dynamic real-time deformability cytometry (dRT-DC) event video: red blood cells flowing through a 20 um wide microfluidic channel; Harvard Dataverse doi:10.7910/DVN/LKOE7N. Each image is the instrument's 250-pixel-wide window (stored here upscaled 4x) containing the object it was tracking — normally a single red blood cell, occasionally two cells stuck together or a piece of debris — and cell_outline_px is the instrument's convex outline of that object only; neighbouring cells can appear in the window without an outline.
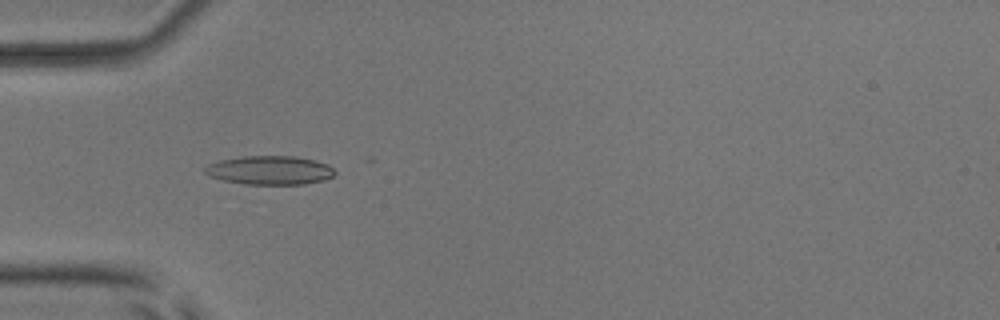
{"species": "common noctule bat (a hibernating species)", "species_latin": "Nyctalus noctula", "temperature_condition": "room temperature", "stored_images_in_passage": 21, "camera_frame_rate_fps": 3000, "um_per_image_px": 0.085, "animal": {"sex": "male", "body_mass_g": 17.9, "forearm_length_mm": 54.2}, "frame": {"image": 1, "passage_image": 17, "time_ms": 5.333, "image_size_px": [1000, 320], "cell_outline_px": [[336, 172], [332, 176], [324, 180], [304, 184], [244, 184], [224, 180], [208, 176], [204, 172], [204, 168], [208, 164], [220, 160], [240, 156], [292, 156], [316, 160], [328, 164]], "centroid_in_image_um": [22.92, 14.46], "position_along_channel_um": 62.1, "area_um2": 21.85}}
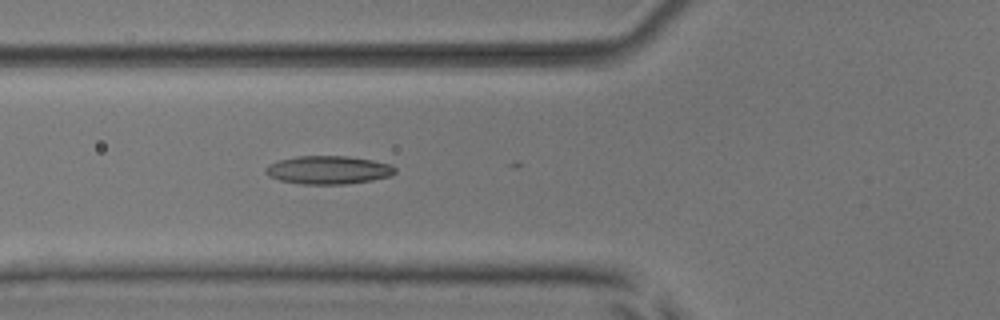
{"frame": {"image": 2, "passage_image": 20, "time_ms": 6.333, "image_size_px": [1000, 320], "cell_outline_px": [[396, 172], [392, 176], [372, 180], [348, 184], [304, 184], [280, 180], [268, 176], [264, 172], [264, 168], [268, 164], [280, 160], [296, 156], [348, 156], [372, 160], [392, 164], [396, 168]], "centroid_in_image_um": [27.92, 14.44], "position_along_channel_um": 97.9, "area_um2": 21.5}}